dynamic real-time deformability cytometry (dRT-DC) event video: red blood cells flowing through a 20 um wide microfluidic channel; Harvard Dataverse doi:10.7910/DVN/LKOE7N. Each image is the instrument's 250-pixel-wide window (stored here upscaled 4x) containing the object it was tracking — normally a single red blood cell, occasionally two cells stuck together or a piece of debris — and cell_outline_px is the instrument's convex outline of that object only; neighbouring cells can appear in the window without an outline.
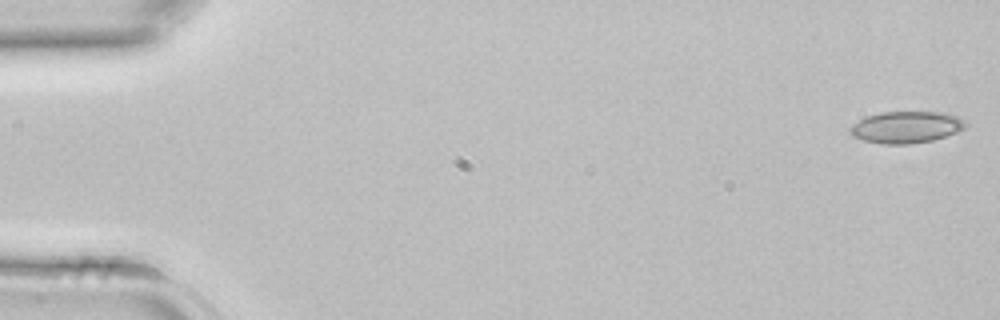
{"species": "common noctule bat (a hibernating species)", "species_latin": "Nyctalus noctula", "temperature_condition": "room temperature", "stored_images_in_passage": 8, "camera_frame_rate_fps": 3000, "um_per_image_px": 0.085, "animal": {"sex": "female", "body_mass_g": 22.7, "forearm_length_mm": 54.2}, "frame": {"image": 1, "passage_image": 1, "time_ms": 0.0, "image_size_px": [1000, 320], "cell_outline_px": [[968, 124], [964, 128], [956, 132], [932, 140], [912, 144], [880, 144], [864, 140], [852, 136], [848, 132], [848, 128], [852, 124], [868, 116], [880, 112], [944, 112], [956, 116], [964, 120]], "centroid_in_image_um": [77.0, 10.81], "position_along_channel_um": 8.0, "area_um2": 21.39}}